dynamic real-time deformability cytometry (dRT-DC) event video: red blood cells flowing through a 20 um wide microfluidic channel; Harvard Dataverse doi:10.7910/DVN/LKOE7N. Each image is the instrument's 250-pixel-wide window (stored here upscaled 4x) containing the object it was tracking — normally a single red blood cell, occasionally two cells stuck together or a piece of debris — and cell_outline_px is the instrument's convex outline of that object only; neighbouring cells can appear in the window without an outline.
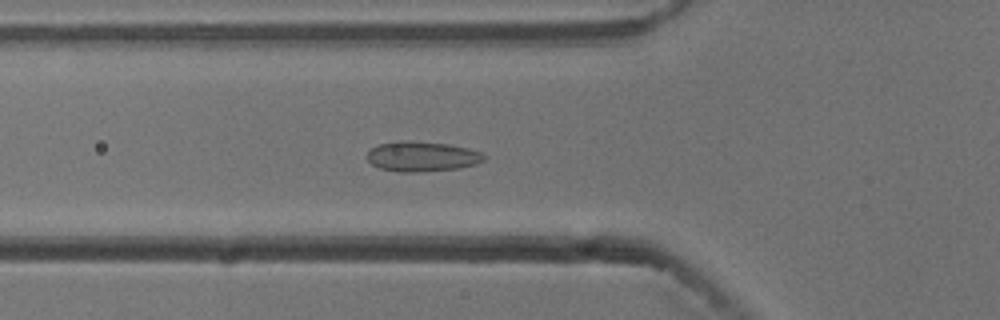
{"species": "common noctule bat (a hibernating species)", "species_latin": "Nyctalus noctula", "temperature_condition": "cold", "stored_images_in_passage": 54, "camera_frame_rate_fps": 3000, "um_per_image_px": 0.085, "animal": {"sex": "male", "body_mass_g": 13.3}, "frame": {"image": 1, "passage_image": 19, "time_ms": 6.0, "image_size_px": [1000, 320], "cell_outline_px": [[488, 156], [484, 160], [476, 164], [460, 168], [416, 172], [400, 172], [380, 168], [372, 164], [368, 160], [368, 152], [372, 148], [380, 144], [396, 140], [408, 140], [448, 144], [468, 148], [484, 152]], "centroid_in_image_um": [35.92, 13.29], "position_along_channel_um": 89.9, "area_um2": 20.63}}
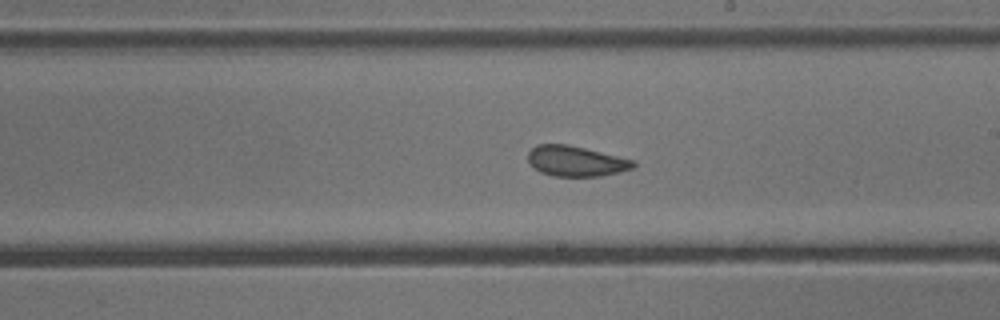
{"frame": {"image": 2, "passage_image": 31, "time_ms": 10.0, "image_size_px": [1000, 320], "cell_outline_px": [[636, 164], [632, 168], [620, 172], [600, 176], [552, 176], [540, 172], [528, 160], [528, 152], [536, 144], [568, 144], [636, 160]], "centroid_in_image_um": [48.97, 13.69], "position_along_channel_um": 240.0, "area_um2": 18.67}}
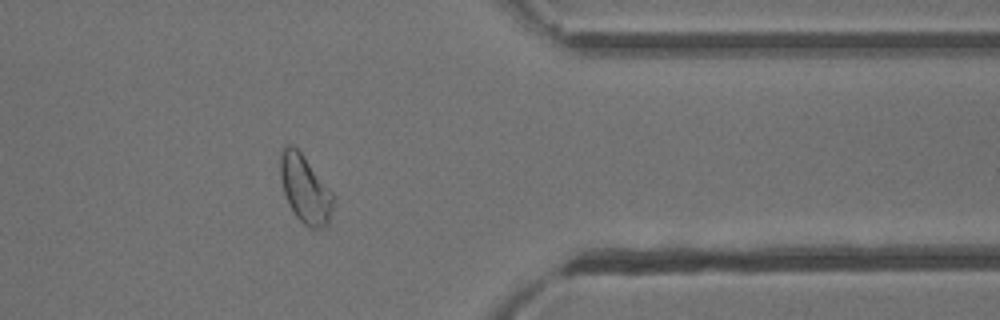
{"frame": {"image": 3, "passage_image": 44, "time_ms": 14.333, "image_size_px": [1000, 320], "cell_outline_px": [[332, 208], [328, 224], [324, 228], [308, 228], [296, 216], [284, 192], [280, 176], [280, 156], [284, 148], [288, 144], [292, 144], [304, 156], [332, 192]], "centroid_in_image_um": [25.93, 16.08], "position_along_channel_um": 385.5, "area_um2": 20.4}, "authors_computed_cell_mechanics": {"area_um2": 20.5768, "velocity_mm_per_s": 3.7372, "shape_relaxation_time_tau1_ms": null, "shape_relaxation_time_tau2_ms": 1.5908, "deformation_change_tau1": null, "deformation_change_tau2": 0.0676}}